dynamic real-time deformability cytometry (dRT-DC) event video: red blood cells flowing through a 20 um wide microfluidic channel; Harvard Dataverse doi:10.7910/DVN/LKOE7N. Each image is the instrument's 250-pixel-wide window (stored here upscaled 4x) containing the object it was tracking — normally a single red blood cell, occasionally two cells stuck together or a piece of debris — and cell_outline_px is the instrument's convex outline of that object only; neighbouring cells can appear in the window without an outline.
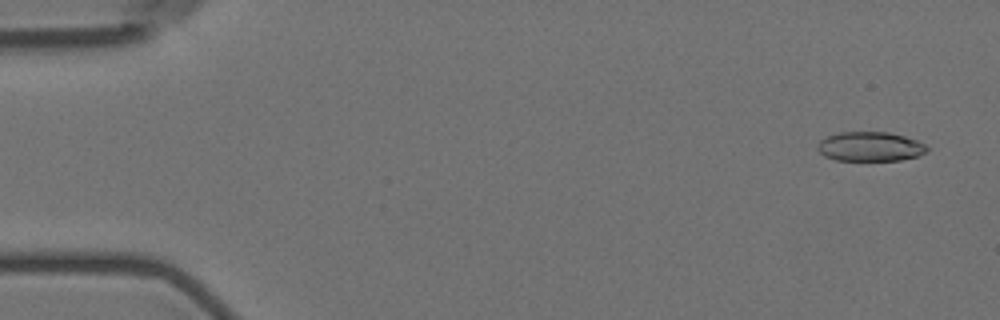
{"species": "Egyptian fruit bat (a non-hibernating species)", "species_latin": "Rousettus aegyptiacus", "temperature_condition": "room temperature", "stored_images_in_passage": 5, "camera_frame_rate_fps": 3000, "um_per_image_px": 0.085, "animal": {"sex": "female"}, "frame": {"image": 1, "passage_image": 1, "time_ms": 0.0, "image_size_px": [1000, 320], "cell_outline_px": [[928, 152], [916, 156], [900, 160], [836, 160], [824, 156], [816, 148], [820, 140], [828, 136], [840, 132], [888, 132], [904, 136], [916, 140], [924, 144], [928, 148]], "centroid_in_image_um": [73.95, 12.46], "position_along_channel_um": 11.0, "area_um2": 18.67}}
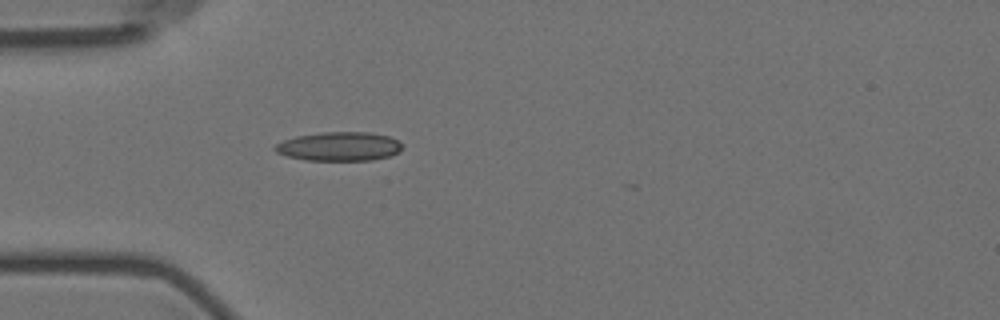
{"frame": {"image": 2, "passage_image": 5, "time_ms": 4.667, "image_size_px": [1000, 320], "cell_outline_px": [[404, 148], [400, 152], [392, 156], [372, 160], [304, 160], [288, 156], [276, 152], [272, 148], [276, 144], [284, 140], [296, 136], [320, 132], [368, 132], [388, 136], [404, 144]], "centroid_in_image_um": [28.87, 12.45], "position_along_channel_um": 56.1, "area_um2": 21.68}}